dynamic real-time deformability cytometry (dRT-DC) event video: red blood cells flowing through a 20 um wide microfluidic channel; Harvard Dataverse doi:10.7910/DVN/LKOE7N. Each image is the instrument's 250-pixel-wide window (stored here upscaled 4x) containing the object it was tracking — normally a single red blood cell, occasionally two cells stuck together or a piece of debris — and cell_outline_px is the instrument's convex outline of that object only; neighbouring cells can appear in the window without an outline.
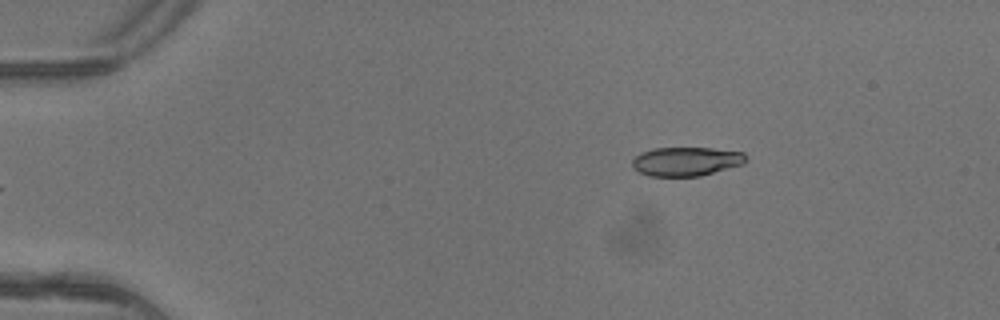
{"species": "common noctule bat (a hibernating species)", "species_latin": "Nyctalus noctula", "temperature_condition": "warm", "stored_images_in_passage": 5, "camera_frame_rate_fps": 3000, "um_per_image_px": 0.085, "animal": {"sex": "female"}, "frame": {"image": 1, "passage_image": 5, "time_ms": 1.333, "image_size_px": [1000, 320], "cell_outline_px": [[748, 156], [744, 164], [700, 176], [648, 176], [632, 168], [632, 160], [640, 152], [656, 148], [712, 148], [744, 152]], "centroid_in_image_um": [58.34, 13.72], "position_along_channel_um": 26.7, "area_um2": 19.31}}